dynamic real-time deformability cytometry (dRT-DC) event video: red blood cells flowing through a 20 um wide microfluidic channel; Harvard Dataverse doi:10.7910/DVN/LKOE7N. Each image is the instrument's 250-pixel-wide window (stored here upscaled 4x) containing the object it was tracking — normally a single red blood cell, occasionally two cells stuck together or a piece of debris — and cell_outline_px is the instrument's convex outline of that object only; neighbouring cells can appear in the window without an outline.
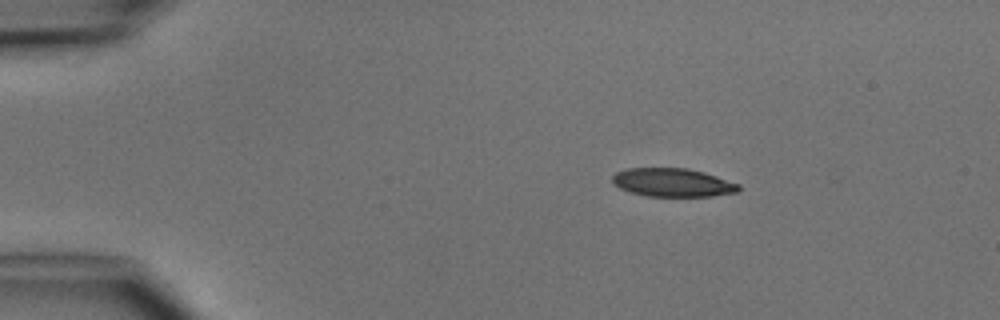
{"species": "common noctule bat (a hibernating species)", "species_latin": "Nyctalus noctula", "temperature_condition": "cold", "stored_images_in_passage": 6, "camera_frame_rate_fps": 3000, "um_per_image_px": 0.085, "animal": {"sex": "male", "body_mass_g": 15.6}, "frame": {"image": 1, "passage_image": 1, "time_ms": 0.0, "image_size_px": [1000, 320], "cell_outline_px": [[740, 188], [736, 192], [712, 196], [644, 196], [628, 192], [620, 188], [612, 180], [612, 176], [616, 172], [628, 168], [688, 168], [704, 172], [740, 184]], "centroid_in_image_um": [57.17, 15.51], "position_along_channel_um": 27.8, "area_um2": 20.92}}
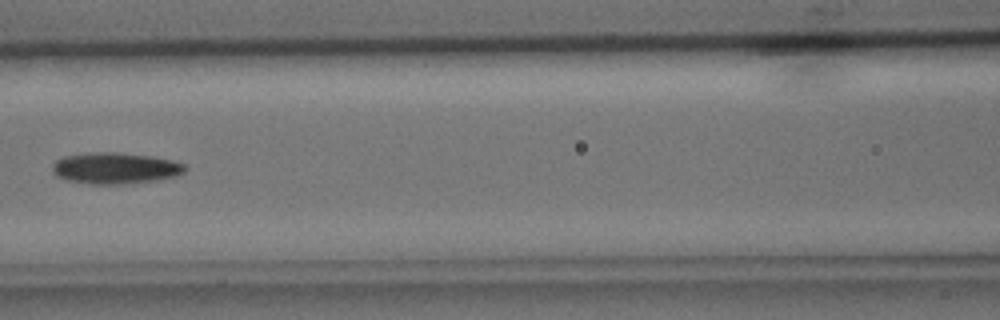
{"frame": {"image": 2, "passage_image": 5, "time_ms": 4.667, "image_size_px": [1000, 320], "cell_outline_px": [[188, 168], [184, 172], [176, 176], [160, 180], [124, 184], [92, 184], [64, 180], [56, 176], [52, 172], [52, 164], [56, 160], [64, 156], [96, 152], [112, 152], [152, 156], [172, 160], [184, 164]], "centroid_in_image_um": [9.8, 14.3], "position_along_channel_um": 156.8, "area_um2": 24.39}}
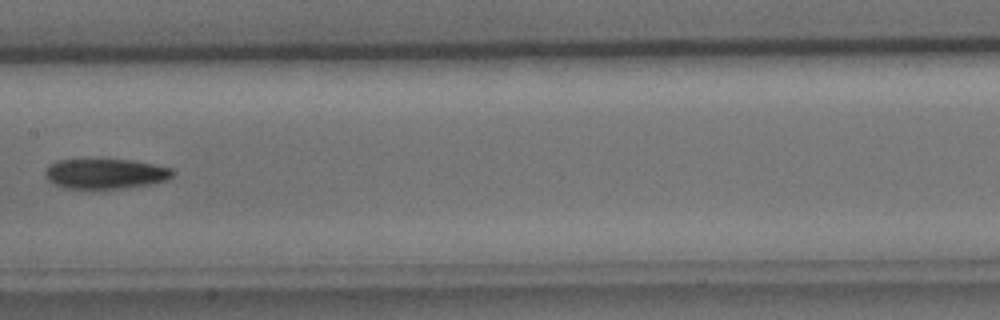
{"frame": {"image": 3, "passage_image": 6, "time_ms": 5.667, "image_size_px": [1000, 320], "cell_outline_px": [[176, 172], [172, 176], [164, 180], [148, 184], [116, 188], [64, 188], [52, 184], [48, 180], [44, 172], [48, 164], [56, 160], [96, 156], [100, 156], [132, 160], [172, 168]], "centroid_in_image_um": [8.86, 14.69], "position_along_channel_um": 198.5, "area_um2": 23.24}}